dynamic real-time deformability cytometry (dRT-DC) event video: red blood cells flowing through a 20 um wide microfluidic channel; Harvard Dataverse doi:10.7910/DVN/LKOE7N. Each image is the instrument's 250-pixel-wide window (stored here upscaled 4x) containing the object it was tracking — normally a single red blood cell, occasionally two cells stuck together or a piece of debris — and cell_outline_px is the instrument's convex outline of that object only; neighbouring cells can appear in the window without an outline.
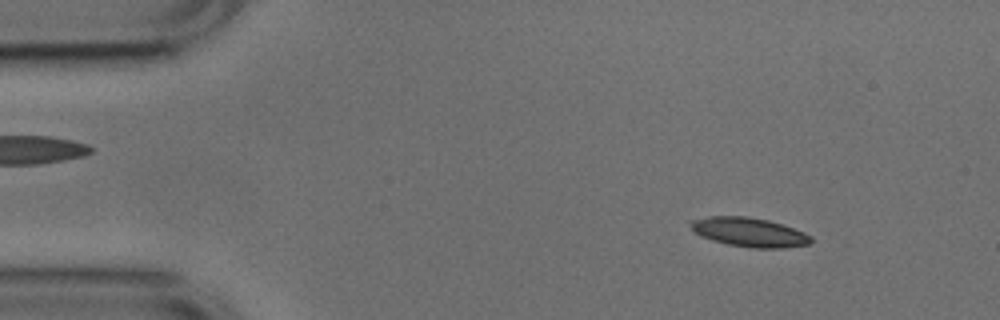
{"species": "common noctule bat (a hibernating species)", "species_latin": "Nyctalus noctula", "temperature_condition": "cold", "stored_images_in_passage": 42, "camera_frame_rate_fps": 3000, "um_per_image_px": 0.085, "animal": {"sex": "male", "body_mass_g": 17.9, "forearm_length_mm": 54.2}, "frame": {"image": 1, "passage_image": 6, "time_ms": 1.667, "image_size_px": [1000, 320], "cell_outline_px": [[812, 240], [808, 244], [784, 248], [752, 248], [728, 244], [712, 240], [700, 236], [688, 224], [688, 220], [708, 216], [748, 216], [768, 220], [804, 232], [812, 236]], "centroid_in_image_um": [63.64, 19.73], "position_along_channel_um": 21.4, "area_um2": 20.46}}
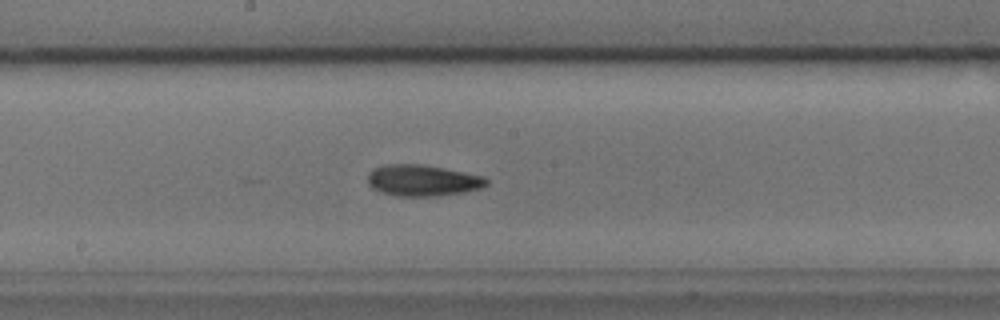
{"frame": {"image": 2, "passage_image": 27, "time_ms": 8.667, "image_size_px": [1000, 320], "cell_outline_px": [[488, 184], [480, 188], [464, 192], [436, 196], [396, 196], [380, 192], [372, 188], [368, 184], [368, 172], [372, 168], [384, 164], [420, 164], [484, 176], [488, 180]], "centroid_in_image_um": [35.87, 15.34], "position_along_channel_um": 212.3, "area_um2": 21.68}}
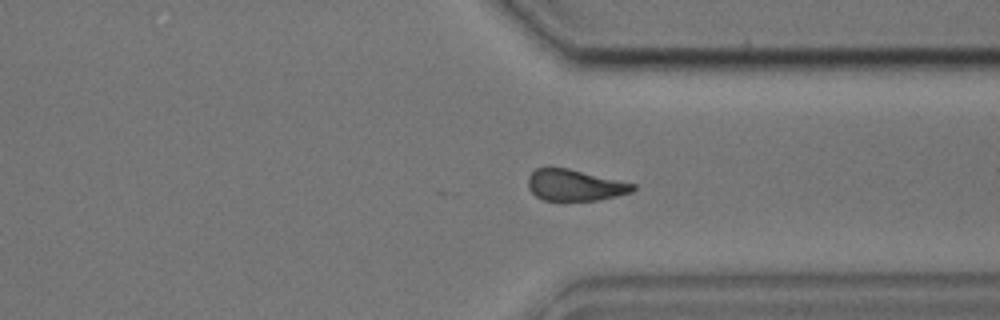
{"frame": {"image": 3, "passage_image": 39, "time_ms": 12.667, "image_size_px": [1000, 320], "cell_outline_px": [[636, 188], [632, 192], [600, 200], [544, 200], [536, 196], [528, 188], [528, 176], [536, 168], [568, 168], [636, 184]], "centroid_in_image_um": [48.87, 15.74], "position_along_channel_um": 362.5, "area_um2": 19.02}, "authors_computed_cell_mechanics": {"area_um2": 20.6057, "velocity_mm_per_s": 3.7592, "shape_relaxation_time_tau1_ms": 5.3185, "shape_relaxation_time_tau2_ms": 3.4829, "deformation_change_tau1": 0.1265, "deformation_change_tau2": 0.1054}}